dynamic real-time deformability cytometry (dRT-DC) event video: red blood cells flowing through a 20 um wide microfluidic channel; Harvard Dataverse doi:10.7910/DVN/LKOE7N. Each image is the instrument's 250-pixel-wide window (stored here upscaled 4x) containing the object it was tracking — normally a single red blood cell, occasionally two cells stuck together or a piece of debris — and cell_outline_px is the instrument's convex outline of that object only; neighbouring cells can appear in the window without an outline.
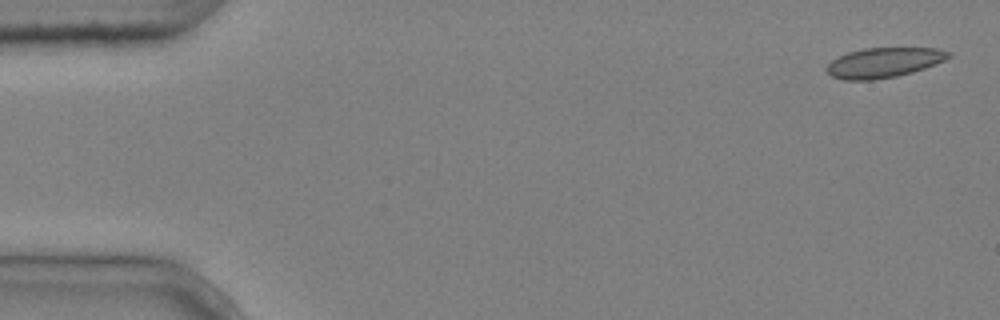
{"species": "common noctule bat (a hibernating species)", "species_latin": "Nyctalus noctula", "temperature_condition": "cold", "stored_images_in_passage": 8, "camera_frame_rate_fps": 3000, "um_per_image_px": 0.085, "animal": {"sex": "male", "body_mass_g": 20.4}, "frame": {"image": 1, "passage_image": 1, "time_ms": 0.0, "image_size_px": [1000, 320], "cell_outline_px": [[952, 56], [936, 64], [912, 72], [896, 76], [872, 80], [844, 80], [832, 76], [828, 72], [828, 64], [832, 60], [848, 52], [864, 48], [936, 48], [952, 52]], "centroid_in_image_um": [75.16, 5.31], "position_along_channel_um": 9.8, "area_um2": 21.1}}